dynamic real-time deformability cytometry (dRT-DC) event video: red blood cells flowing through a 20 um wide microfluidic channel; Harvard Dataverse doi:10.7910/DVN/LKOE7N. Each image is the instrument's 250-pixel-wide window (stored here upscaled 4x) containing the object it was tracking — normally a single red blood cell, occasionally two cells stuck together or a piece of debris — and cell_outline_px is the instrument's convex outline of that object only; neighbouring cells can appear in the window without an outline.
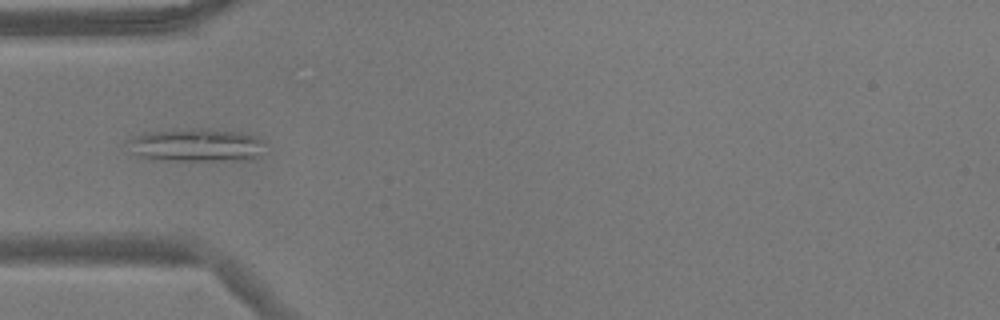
{"species": "common noctule bat (a hibernating species)", "species_latin": "Nyctalus noctula", "temperature_condition": "warm", "stored_images_in_passage": 54, "camera_frame_rate_fps": 3000, "um_per_image_px": 0.085, "animal": {"sex": "male", "body_mass_g": 17.9}, "frame": {"image": 1, "passage_image": 17, "time_ms": 5.333, "image_size_px": [1000, 320], "cell_outline_px": [[264, 140], [260, 156], [252, 160], [168, 160], [136, 156], [132, 152], [128, 140], [136, 136], [148, 132], [200, 128], [204, 128], [240, 132], [256, 136]], "centroid_in_image_um": [16.75, 12.34], "position_along_channel_um": 68.2, "area_um2": 26.3}}
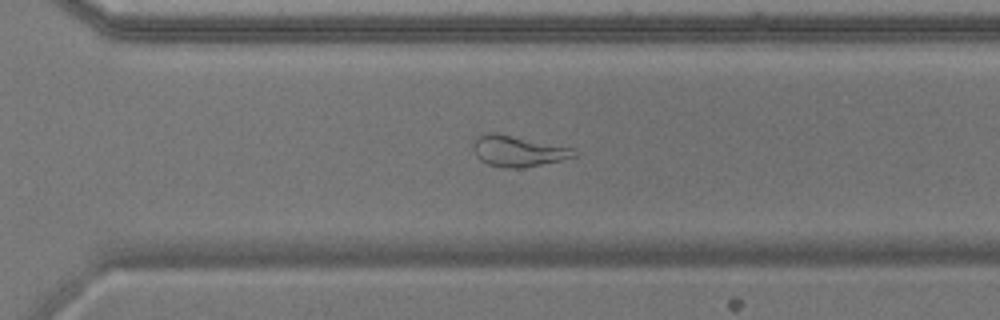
{"frame": {"image": 2, "passage_image": 38, "time_ms": 12.333, "image_size_px": [1000, 320], "cell_outline_px": [[576, 156], [560, 160], [520, 168], [504, 168], [488, 164], [480, 160], [476, 156], [472, 148], [472, 144], [484, 132], [492, 132], [572, 148], [576, 152]], "centroid_in_image_um": [43.97, 12.85], "position_along_channel_um": 326.6, "area_um2": 17.74}}
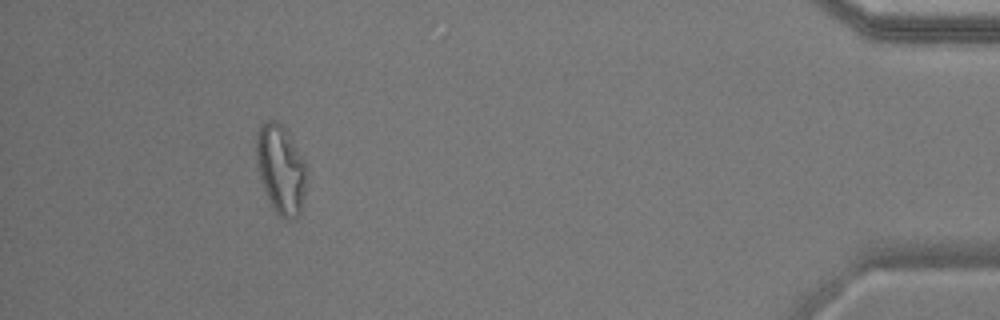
{"frame": {"image": 3, "passage_image": 50, "time_ms": 16.333, "image_size_px": [1000, 320], "cell_outline_px": [[308, 172], [304, 196], [300, 212], [292, 220], [284, 220], [272, 208], [268, 200], [260, 176], [256, 160], [256, 136], [264, 120], [276, 120], [288, 132], [304, 160]], "centroid_in_image_um": [23.88, 14.4], "position_along_channel_um": 411.3, "area_um2": 26.18}, "authors_computed_cell_mechanics": {"area_um2": 23.7269, "velocity_mm_per_s": 3.681, "shape_relaxation_time_tau1_ms": null, "shape_relaxation_time_tau2_ms": 3.113, "deformation_change_tau1": null, "deformation_change_tau2": 0.1436}}